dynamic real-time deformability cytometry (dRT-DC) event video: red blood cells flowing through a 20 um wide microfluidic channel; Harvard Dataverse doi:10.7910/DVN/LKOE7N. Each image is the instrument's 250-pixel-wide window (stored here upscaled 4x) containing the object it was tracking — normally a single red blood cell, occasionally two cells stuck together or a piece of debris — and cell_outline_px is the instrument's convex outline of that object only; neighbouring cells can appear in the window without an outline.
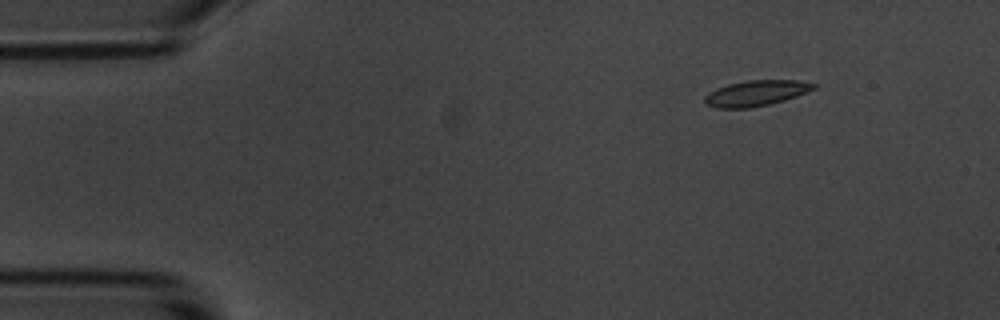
{"species": "common noctule bat (a hibernating species)", "species_latin": "Nyctalus noctula", "temperature_condition": "room temperature", "stored_images_in_passage": 7, "camera_frame_rate_fps": 3000, "um_per_image_px": 0.085, "animal": {"sex": "male", "body_mass_g": 20.1, "forearm_length_mm": 53.5}, "frame": {"image": 1, "passage_image": 2, "time_ms": 1.333, "image_size_px": [1000, 320], "cell_outline_px": [[816, 88], [796, 96], [784, 100], [752, 108], [716, 108], [708, 104], [704, 100], [704, 96], [708, 92], [716, 88], [728, 84], [748, 80], [800, 80], [816, 84]], "centroid_in_image_um": [64.25, 7.91], "position_along_channel_um": 20.7, "area_um2": 16.24}}
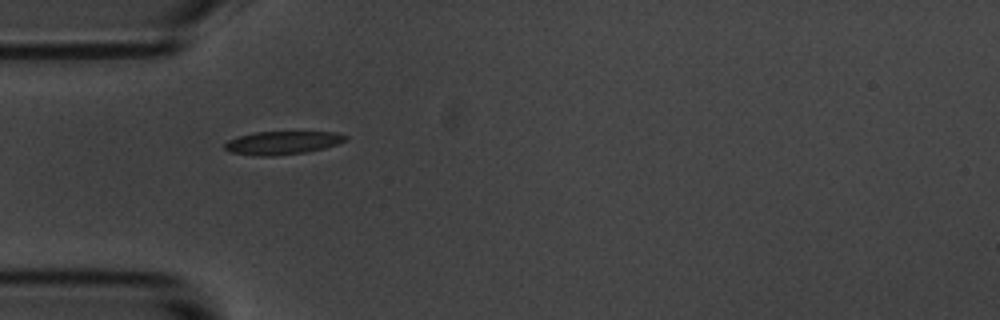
{"frame": {"image": 2, "passage_image": 5, "time_ms": 4.667, "image_size_px": [1000, 320], "cell_outline_px": [[348, 140], [324, 148], [308, 152], [272, 156], [256, 156], [232, 152], [224, 148], [224, 144], [228, 140], [252, 132], [336, 132], [348, 136]], "centroid_in_image_um": [24.02, 12.14], "position_along_channel_um": 61.0, "area_um2": 16.36}}
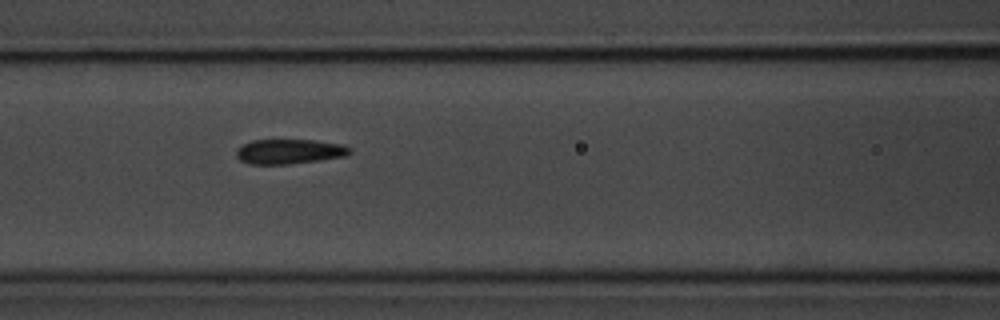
{"frame": {"image": 3, "passage_image": 7, "time_ms": 7.0, "image_size_px": [1000, 320], "cell_outline_px": [[352, 152], [344, 156], [320, 160], [288, 164], [248, 164], [240, 160], [236, 156], [236, 148], [252, 140], [316, 140], [344, 144], [352, 148]], "centroid_in_image_um": [24.61, 12.87], "position_along_channel_um": 142.0, "area_um2": 16.53}}